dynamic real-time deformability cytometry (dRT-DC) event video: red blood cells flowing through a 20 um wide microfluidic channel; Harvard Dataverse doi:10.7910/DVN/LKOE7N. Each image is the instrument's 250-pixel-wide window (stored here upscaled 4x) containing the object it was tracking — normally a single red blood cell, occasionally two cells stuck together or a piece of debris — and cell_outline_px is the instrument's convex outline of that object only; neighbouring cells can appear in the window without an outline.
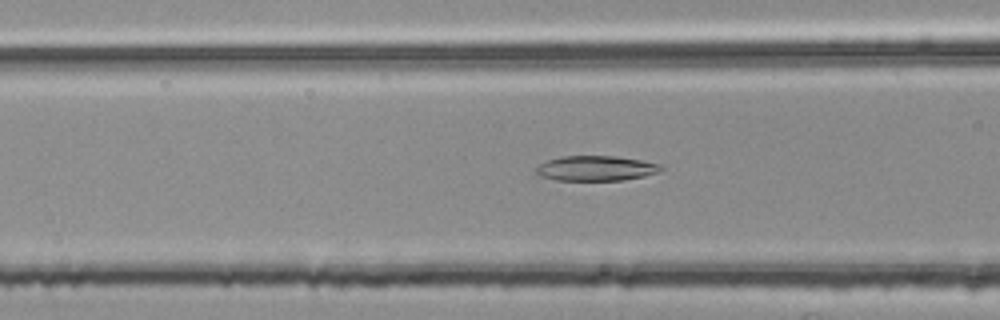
{"species": "common noctule bat (a hibernating species)", "species_latin": "Nyctalus noctula", "temperature_condition": "room temperature", "stored_images_in_passage": 40, "camera_frame_rate_fps": 3000, "um_per_image_px": 0.085, "animal": {"sex": "female", "body_mass_g": 25.1}, "frame": {"image": 1, "passage_image": 7, "time_ms": 2.0, "image_size_px": [1000, 320], "cell_outline_px": [[664, 168], [656, 172], [644, 176], [624, 180], [556, 180], [540, 176], [536, 172], [536, 168], [540, 164], [548, 160], [560, 156], [616, 156], [640, 160], [660, 164]], "centroid_in_image_um": [50.64, 14.3], "position_along_channel_um": 116.0, "area_um2": 18.09}}
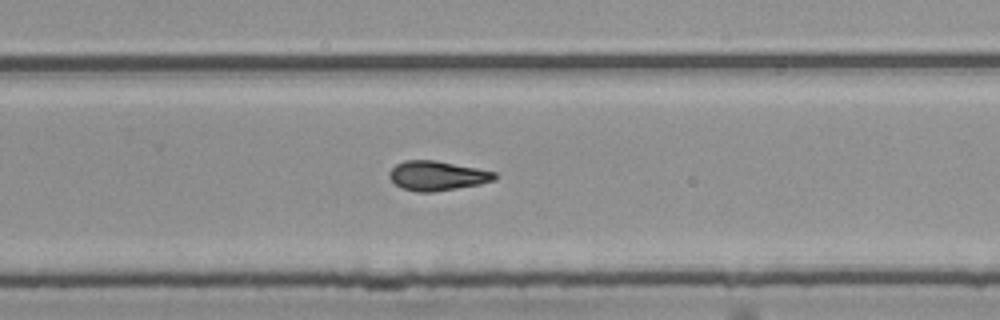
{"frame": {"image": 2, "passage_image": 21, "time_ms": 6.667, "image_size_px": [1000, 320], "cell_outline_px": [[496, 180], [480, 184], [432, 192], [416, 192], [400, 188], [388, 176], [388, 172], [396, 164], [404, 160], [436, 160], [496, 172]], "centroid_in_image_um": [37.13, 14.94], "position_along_channel_um": 292.7, "area_um2": 18.15}}
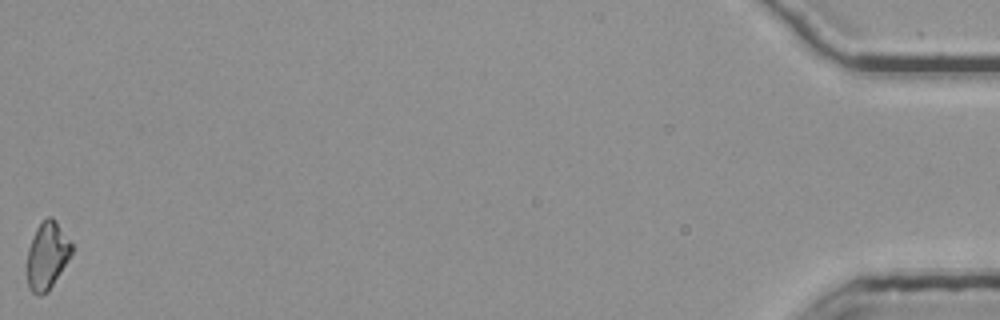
{"frame": {"image": 3, "passage_image": 40, "time_ms": 13.0, "image_size_px": [1000, 320], "cell_outline_px": [[72, 252], [68, 260], [48, 292], [40, 296], [36, 296], [28, 288], [24, 272], [28, 248], [36, 228], [48, 216], [52, 216], [56, 220], [72, 244]], "centroid_in_image_um": [3.95, 21.78], "position_along_channel_um": 431.3, "area_um2": 17.92}, "authors_computed_cell_mechanics": {"area_um2": 17.8313, "velocity_mm_per_s": 3.7893, "shape_relaxation_time_tau1_ms": 6.7905, "shape_relaxation_time_tau2_ms": 7.487, "deformation_change_tau1": 0.1795, "deformation_change_tau2": 0.1702}}